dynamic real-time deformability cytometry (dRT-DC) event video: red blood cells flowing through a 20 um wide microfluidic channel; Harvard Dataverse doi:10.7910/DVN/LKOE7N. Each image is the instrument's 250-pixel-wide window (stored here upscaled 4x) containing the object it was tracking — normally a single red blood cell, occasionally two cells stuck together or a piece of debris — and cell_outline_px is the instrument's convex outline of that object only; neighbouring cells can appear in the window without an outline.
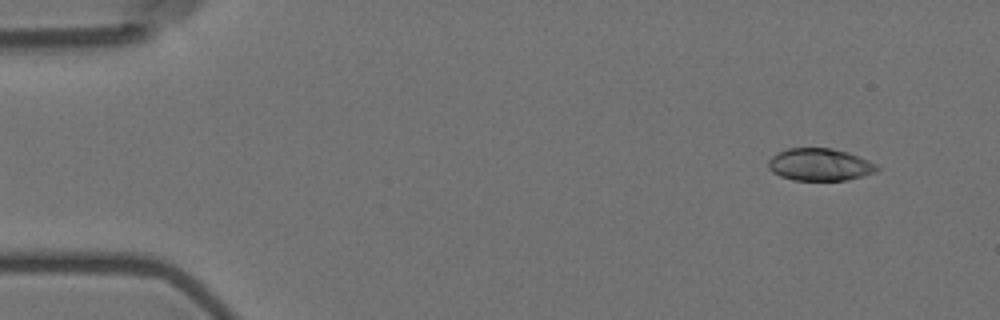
{"species": "Egyptian fruit bat (a non-hibernating species)", "species_latin": "Rousettus aegyptiacus", "temperature_condition": "room temperature", "stored_images_in_passage": 6, "camera_frame_rate_fps": 3000, "um_per_image_px": 0.085, "animal": {"sex": "female"}, "frame": {"image": 1, "passage_image": 2, "time_ms": 1.333, "image_size_px": [1000, 320], "cell_outline_px": [[880, 168], [876, 172], [864, 176], [848, 180], [792, 180], [780, 176], [772, 172], [768, 168], [768, 160], [772, 156], [788, 148], [832, 148], [848, 152], [868, 160], [876, 164]], "centroid_in_image_um": [69.69, 14.0], "position_along_channel_um": 15.3, "area_um2": 20.58}}
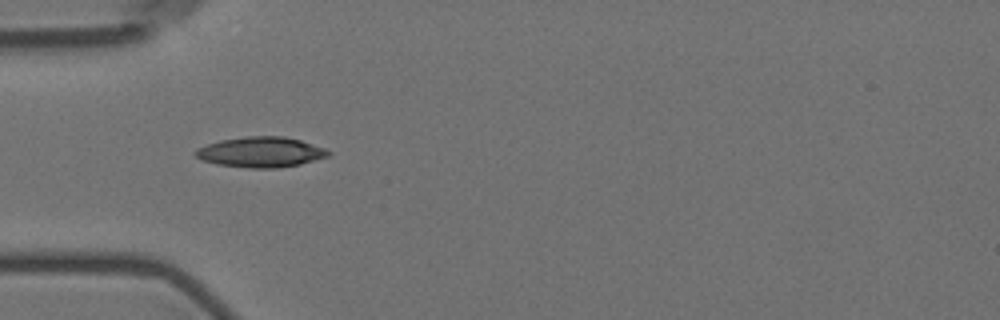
{"frame": {"image": 2, "passage_image": 5, "time_ms": 5.667, "image_size_px": [1000, 320], "cell_outline_px": [[332, 152], [328, 156], [300, 164], [276, 168], [252, 168], [216, 164], [204, 160], [196, 156], [192, 152], [196, 148], [220, 140], [248, 136], [284, 136], [300, 140], [324, 148]], "centroid_in_image_um": [22.15, 12.92], "position_along_channel_um": 62.8, "area_um2": 23.35}}
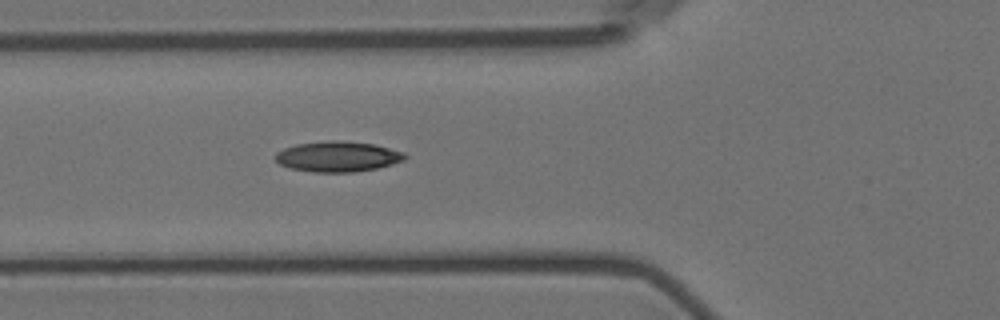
{"frame": {"image": 3, "passage_image": 6, "time_ms": 6.667, "image_size_px": [1000, 320], "cell_outline_px": [[408, 156], [404, 160], [392, 164], [376, 168], [352, 172], [312, 172], [292, 168], [280, 164], [276, 160], [276, 152], [284, 148], [296, 144], [328, 140], [340, 140], [372, 144], [404, 152]], "centroid_in_image_um": [28.7, 13.3], "position_along_channel_um": 97.1, "area_um2": 22.83}}